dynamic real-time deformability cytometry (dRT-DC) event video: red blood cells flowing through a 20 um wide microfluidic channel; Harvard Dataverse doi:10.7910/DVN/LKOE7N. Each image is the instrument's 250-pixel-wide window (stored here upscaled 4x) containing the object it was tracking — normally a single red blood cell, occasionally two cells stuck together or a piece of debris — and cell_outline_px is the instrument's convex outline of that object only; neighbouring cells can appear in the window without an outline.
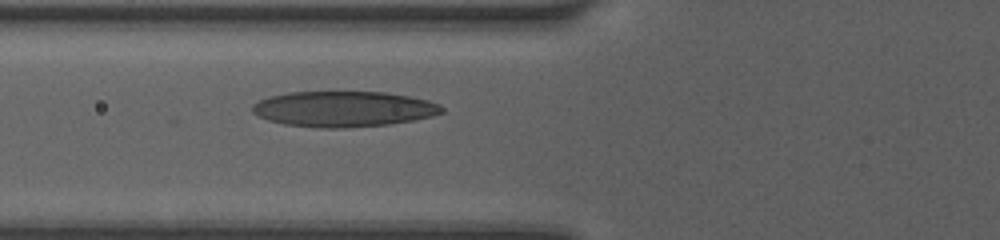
{"species": "human", "species_latin": "Homo sapiens", "temperature_condition": "room temperature", "stored_images_in_passage": 3, "camera_frame_rate_fps": 3000, "um_per_image_px": 0.085, "donor": {"sex": "female"}, "frame": {"image": 1, "passage_image": 3, "time_ms": 2.0, "image_size_px": [1000, 240], "cell_outline_px": [[444, 112], [432, 116], [392, 124], [348, 128], [320, 128], [284, 124], [268, 120], [252, 112], [252, 104], [268, 96], [288, 92], [384, 92], [408, 96], [428, 100], [440, 104], [444, 108]], "centroid_in_image_um": [29.21, 9.27], "position_along_channel_um": 96.6, "area_um2": 39.48}}